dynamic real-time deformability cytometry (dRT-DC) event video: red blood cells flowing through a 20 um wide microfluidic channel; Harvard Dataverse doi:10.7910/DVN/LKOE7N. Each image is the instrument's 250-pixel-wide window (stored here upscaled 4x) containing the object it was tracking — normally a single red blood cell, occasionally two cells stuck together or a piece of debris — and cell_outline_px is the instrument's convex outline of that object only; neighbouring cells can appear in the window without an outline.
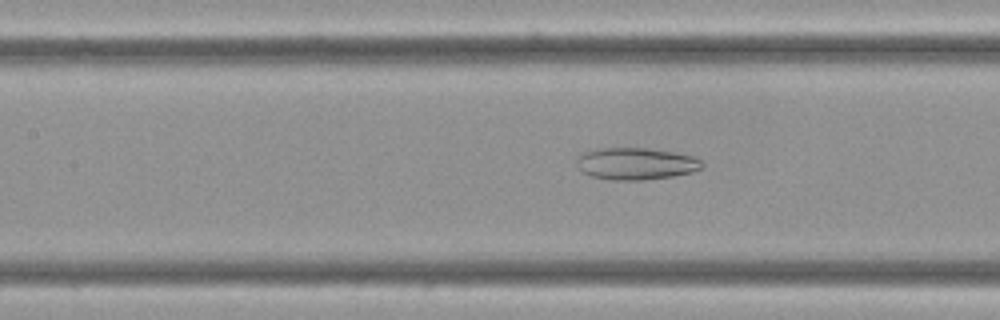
{"species": "Egyptian fruit bat (a non-hibernating species)", "species_latin": "Rousettus aegyptiacus", "temperature_condition": "cold", "stored_images_in_passage": 54, "camera_frame_rate_fps": 3000, "um_per_image_px": 0.085, "frame": {"image": 1, "passage_image": 27, "time_ms": 8.667, "image_size_px": [1000, 320], "cell_outline_px": [[704, 164], [700, 168], [692, 172], [672, 176], [640, 180], [612, 180], [592, 176], [584, 172], [580, 168], [576, 160], [580, 152], [592, 148], [644, 148], [672, 152], [692, 156], [700, 160]], "centroid_in_image_um": [54.0, 13.9], "position_along_channel_um": 153.4, "area_um2": 23.24}}
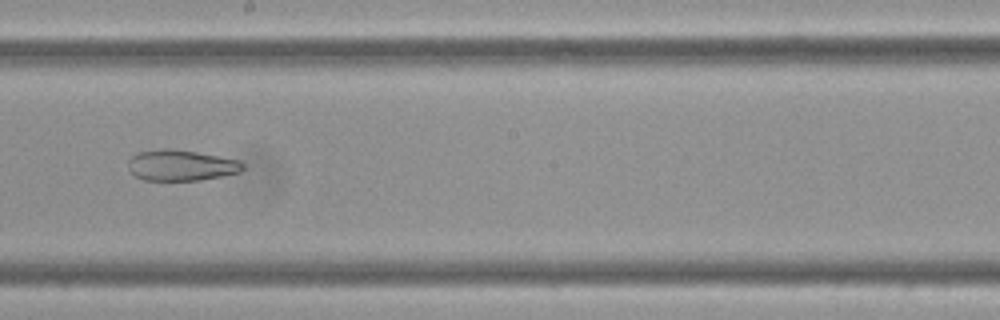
{"frame": {"image": 2, "passage_image": 34, "time_ms": 11.0, "image_size_px": [1000, 320], "cell_outline_px": [[244, 168], [240, 172], [200, 180], [144, 180], [136, 176], [128, 168], [128, 160], [132, 156], [140, 152], [164, 148], [172, 148], [196, 152], [240, 160], [244, 164]], "centroid_in_image_um": [15.4, 14.05], "position_along_channel_um": 232.8, "area_um2": 20.52}}
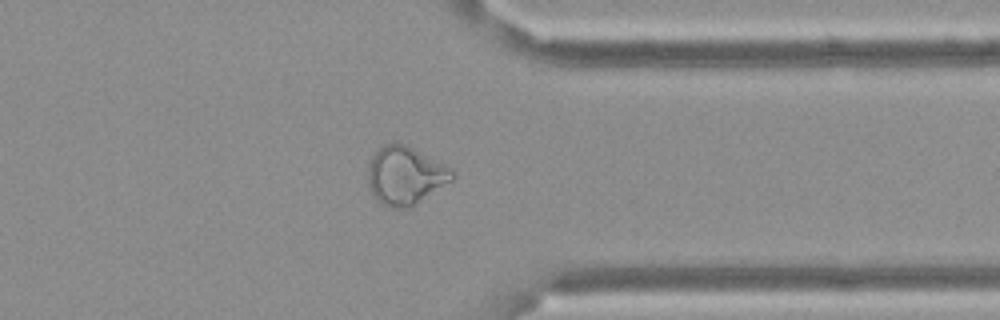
{"frame": {"image": 3, "passage_image": 47, "time_ms": 15.333, "image_size_px": [1000, 320], "cell_outline_px": [[456, 176], [452, 180], [416, 204], [408, 208], [392, 208], [384, 204], [372, 196], [368, 184], [368, 168], [372, 156], [384, 144], [404, 144], [444, 164], [456, 172]], "centroid_in_image_um": [34.45, 14.94], "position_along_channel_um": 377.0, "area_um2": 28.21}}